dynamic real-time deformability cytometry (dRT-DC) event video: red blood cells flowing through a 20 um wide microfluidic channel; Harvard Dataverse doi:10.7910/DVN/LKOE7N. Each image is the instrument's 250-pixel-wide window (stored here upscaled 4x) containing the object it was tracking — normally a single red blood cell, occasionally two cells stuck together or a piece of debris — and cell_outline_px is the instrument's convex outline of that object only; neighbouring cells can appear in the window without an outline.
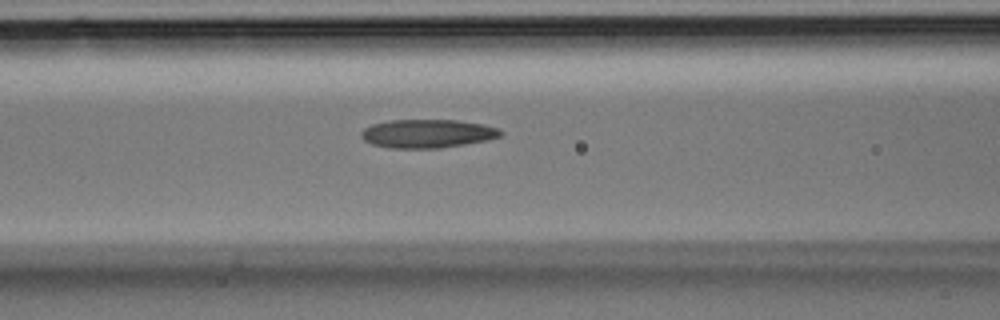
{"species": "Egyptian fruit bat (a non-hibernating species)", "species_latin": "Rousettus aegyptiacus", "temperature_condition": "room temperature", "stored_images_in_passage": 23, "camera_frame_rate_fps": 3000, "um_per_image_px": 0.085, "animal": {"sex": "male"}, "frame": {"image": 1, "passage_image": 9, "time_ms": 2.667, "image_size_px": [1000, 320], "cell_outline_px": [[504, 132], [500, 136], [488, 140], [440, 148], [392, 148], [372, 144], [364, 140], [360, 136], [360, 132], [364, 128], [372, 124], [388, 120], [456, 120], [484, 124], [500, 128]], "centroid_in_image_um": [36.34, 11.35], "position_along_channel_um": 130.3, "area_um2": 23.29}}
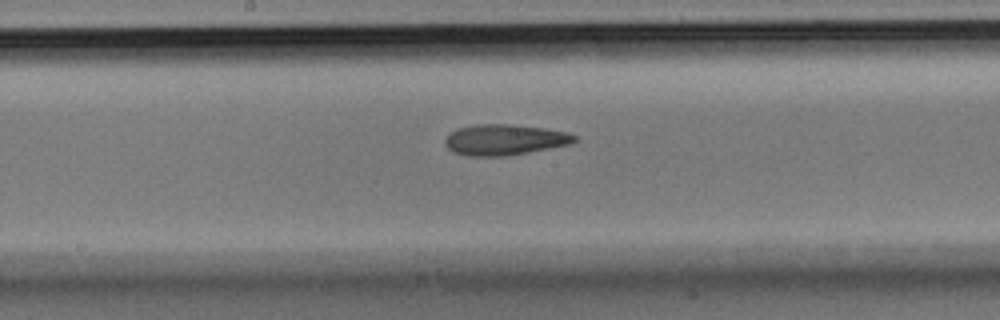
{"frame": {"image": 2, "passage_image": 13, "time_ms": 4.0, "image_size_px": [1000, 320], "cell_outline_px": [[576, 140], [572, 144], [528, 152], [504, 156], [472, 156], [452, 152], [444, 144], [444, 140], [456, 128], [476, 124], [508, 124], [544, 128], [568, 132], [576, 136]], "centroid_in_image_um": [42.89, 11.87], "position_along_channel_um": 205.3, "area_um2": 23.18}}
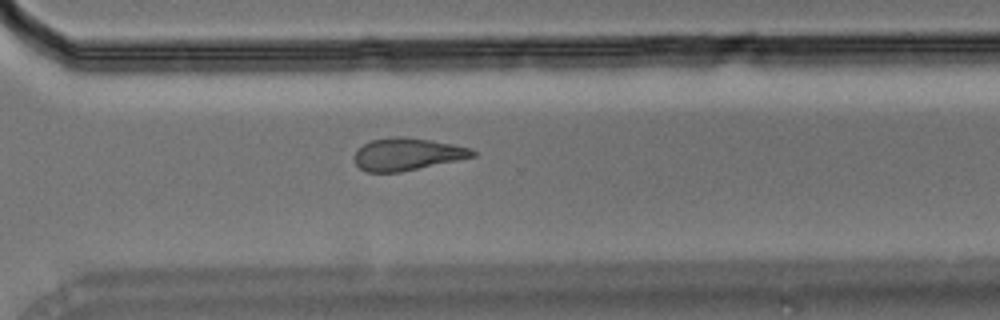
{"frame": {"image": 3, "passage_image": 20, "time_ms": 6.333, "image_size_px": [1000, 320], "cell_outline_px": [[476, 156], [400, 172], [368, 172], [360, 168], [356, 164], [352, 156], [364, 144], [372, 140], [392, 136], [404, 136], [432, 140], [472, 148], [476, 152]], "centroid_in_image_um": [34.61, 13.1], "position_along_channel_um": 336.0, "area_um2": 22.25}}